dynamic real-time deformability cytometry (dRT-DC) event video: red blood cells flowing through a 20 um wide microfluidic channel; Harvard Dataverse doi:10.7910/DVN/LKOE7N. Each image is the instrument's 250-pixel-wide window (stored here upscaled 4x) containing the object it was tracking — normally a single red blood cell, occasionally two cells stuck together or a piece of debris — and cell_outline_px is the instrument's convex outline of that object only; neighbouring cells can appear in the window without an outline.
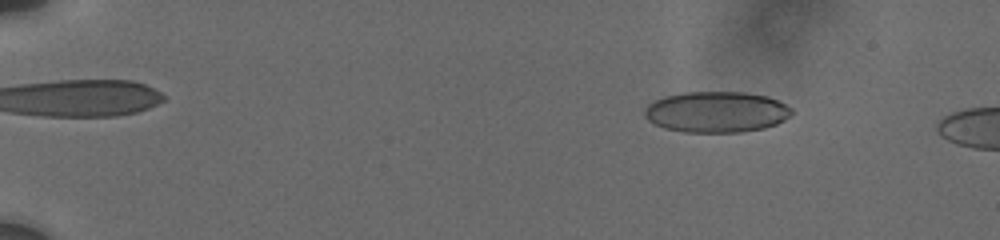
{"species": "human", "species_latin": "Homo sapiens", "temperature_condition": "cold", "stored_images_in_passage": 18, "camera_frame_rate_fps": 3000, "um_per_image_px": 0.085, "donor": {"sex": "male"}, "frame": {"image": 1, "passage_image": 2, "time_ms": 0.333, "image_size_px": [1000, 240], "cell_outline_px": [[792, 112], [784, 120], [776, 124], [764, 128], [740, 132], [684, 132], [664, 128], [648, 120], [644, 116], [644, 108], [648, 104], [664, 96], [684, 92], [744, 92], [768, 96], [792, 108]], "centroid_in_image_um": [60.87, 9.51], "position_along_channel_um": 24.1, "area_um2": 35.08}}
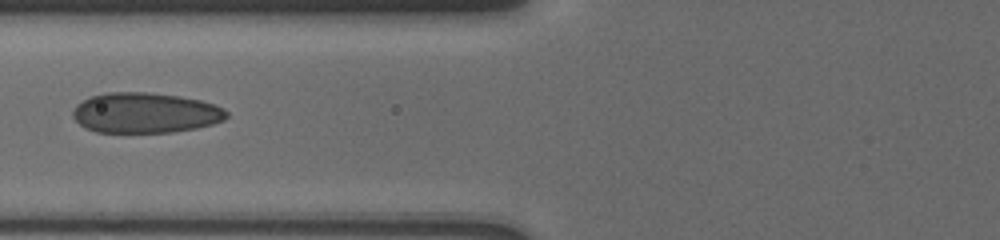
{"frame": {"image": 2, "passage_image": 16, "time_ms": 6.0, "image_size_px": [1000, 240], "cell_outline_px": [[228, 116], [224, 120], [212, 124], [196, 128], [172, 132], [96, 132], [84, 128], [72, 116], [72, 112], [76, 104], [92, 96], [108, 92], [148, 92], [176, 96], [200, 100], [224, 108], [228, 112]], "centroid_in_image_um": [12.33, 9.59], "position_along_channel_um": 113.5, "area_um2": 36.07}}
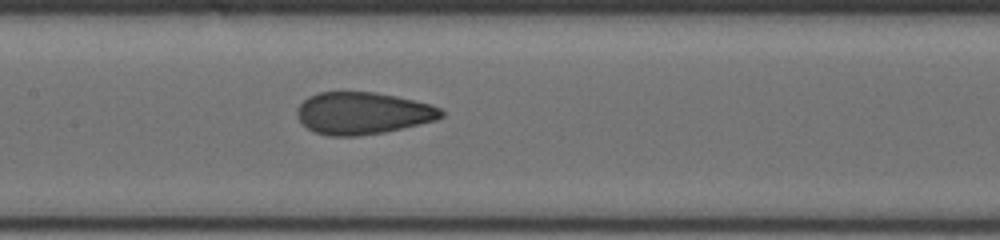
{"frame": {"image": 3, "passage_image": 18, "time_ms": 7.667, "image_size_px": [1000, 240], "cell_outline_px": [[444, 116], [436, 120], [384, 132], [356, 136], [328, 136], [316, 132], [308, 128], [296, 116], [296, 108], [308, 96], [320, 92], [376, 92], [396, 96], [432, 104], [440, 108], [444, 112]], "centroid_in_image_um": [30.83, 9.61], "position_along_channel_um": 176.6, "area_um2": 35.37}}